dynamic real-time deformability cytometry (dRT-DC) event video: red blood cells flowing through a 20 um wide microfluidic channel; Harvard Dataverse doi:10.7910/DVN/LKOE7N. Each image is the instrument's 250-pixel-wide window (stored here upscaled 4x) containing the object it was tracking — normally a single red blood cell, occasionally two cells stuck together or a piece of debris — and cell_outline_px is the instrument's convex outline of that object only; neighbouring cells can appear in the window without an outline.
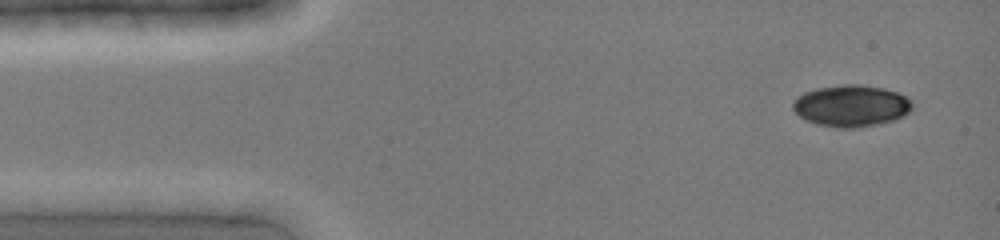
{"species": "common noctule bat (a hibernating species)", "species_latin": "Nyctalus noctula", "temperature_condition": "cold", "stored_images_in_passage": 2, "camera_frame_rate_fps": 3000, "um_per_image_px": 0.085, "animal": {"sex": "female", "body_mass_g": 19.0, "forearm_length_mm": 51.5}, "frame": {"image": 1, "passage_image": 1, "time_ms": 0.0, "image_size_px": [1000, 240], "cell_outline_px": [[912, 108], [904, 116], [892, 120], [876, 124], [852, 128], [840, 128], [816, 124], [800, 116], [792, 108], [792, 104], [804, 92], [816, 88], [844, 84], [860, 84], [884, 88], [896, 92], [912, 100]], "centroid_in_image_um": [72.36, 8.98], "position_along_channel_um": 12.6, "area_um2": 28.73}}